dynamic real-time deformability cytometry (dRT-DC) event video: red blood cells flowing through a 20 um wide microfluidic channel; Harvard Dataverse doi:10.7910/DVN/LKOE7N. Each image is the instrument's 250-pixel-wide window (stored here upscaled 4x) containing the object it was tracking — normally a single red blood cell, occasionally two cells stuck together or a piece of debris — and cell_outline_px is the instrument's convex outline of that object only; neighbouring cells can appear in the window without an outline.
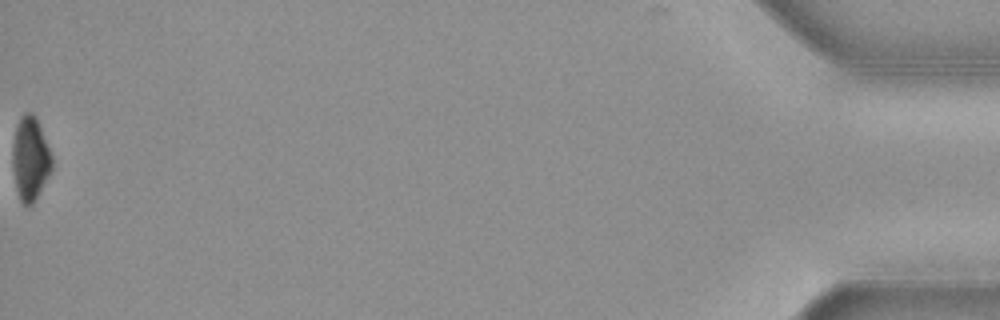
{"species": "common noctule bat (a hibernating species)", "species_latin": "Nyctalus noctula", "temperature_condition": "cold", "stored_images_in_passage": 41, "camera_frame_rate_fps": 3000, "um_per_image_px": 0.085, "animal": {"sex": "female", "body_mass_g": 19.3, "forearm_length_mm": 54.1}, "frame": {"image": 1, "passage_image": 41, "time_ms": 13.333, "image_size_px": [1000, 320], "cell_outline_px": [[52, 168], [32, 204], [24, 204], [20, 200], [16, 188], [12, 168], [12, 144], [16, 128], [20, 116], [24, 112], [32, 112], [36, 116], [52, 156]], "centroid_in_image_um": [2.55, 13.43], "position_along_channel_um": 432.7, "area_um2": 19.02}, "authors_computed_cell_mechanics": {"area_um2": 23.698, "velocity_mm_per_s": 3.6755, "shape_relaxation_time_tau1_ms": 4.2013, "shape_relaxation_time_tau2_ms": null, "deformation_change_tau1": 0.1243, "deformation_change_tau2": null}}